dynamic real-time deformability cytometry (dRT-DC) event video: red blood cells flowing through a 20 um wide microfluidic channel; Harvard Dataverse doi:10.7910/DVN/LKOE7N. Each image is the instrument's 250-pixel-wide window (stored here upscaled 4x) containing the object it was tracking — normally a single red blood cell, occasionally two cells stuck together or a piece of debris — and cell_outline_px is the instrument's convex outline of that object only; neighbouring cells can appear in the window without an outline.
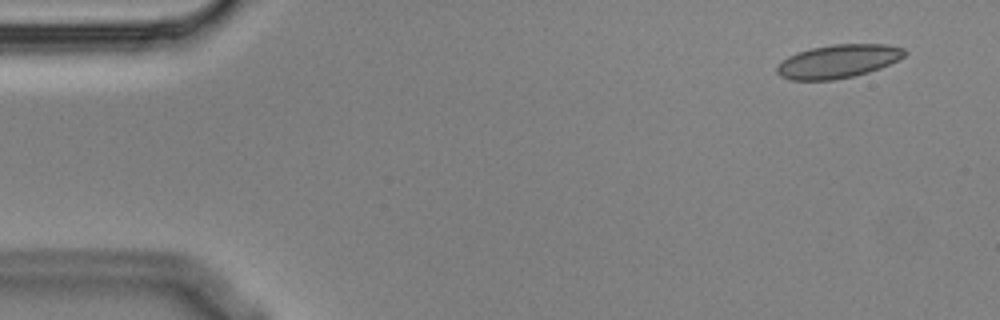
{"species": "Egyptian fruit bat (a non-hibernating species)", "species_latin": "Rousettus aegyptiacus", "temperature_condition": "cold", "stored_images_in_passage": 5, "segment_of_instrument_passage": [1, 2], "camera_frame_rate_fps": 3000, "um_per_image_px": 0.085, "animal": {"sex": "male"}, "frame": {"image": 1, "passage_image": 1, "time_ms": 0.0, "image_size_px": [1000, 320], "cell_outline_px": [[908, 52], [904, 56], [880, 68], [868, 72], [852, 76], [832, 80], [792, 80], [780, 76], [776, 72], [776, 68], [788, 56], [796, 52], [812, 48], [832, 44], [888, 44], [904, 48]], "centroid_in_image_um": [71.24, 5.2], "position_along_channel_um": 13.8, "area_um2": 24.74}}